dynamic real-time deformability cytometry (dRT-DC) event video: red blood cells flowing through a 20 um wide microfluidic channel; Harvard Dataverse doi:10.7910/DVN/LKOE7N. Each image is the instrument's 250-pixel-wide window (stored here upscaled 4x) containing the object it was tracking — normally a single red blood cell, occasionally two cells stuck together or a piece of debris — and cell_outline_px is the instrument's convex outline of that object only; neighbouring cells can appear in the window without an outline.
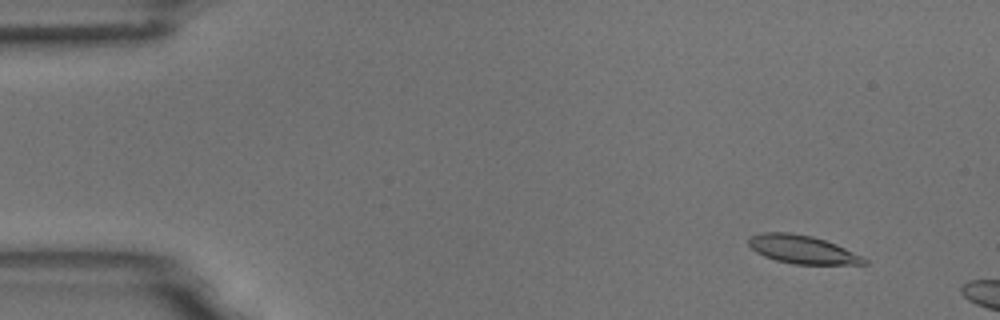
{"species": "common noctule bat (a hibernating species)", "species_latin": "Nyctalus noctula", "temperature_condition": "room temperature", "stored_images_in_passage": 6, "camera_frame_rate_fps": 3000, "um_per_image_px": 0.085, "animal": {"sex": "male", "body_mass_g": 18.8}, "frame": {"image": 1, "passage_image": 1, "time_ms": 0.0, "image_size_px": [1000, 320], "cell_outline_px": [[868, 264], [792, 264], [776, 260], [764, 256], [756, 252], [748, 244], [748, 236], [764, 232], [788, 232], [812, 236], [836, 244], [864, 256], [868, 260]], "centroid_in_image_um": [68.21, 21.2], "position_along_channel_um": 16.8, "area_um2": 19.13}}